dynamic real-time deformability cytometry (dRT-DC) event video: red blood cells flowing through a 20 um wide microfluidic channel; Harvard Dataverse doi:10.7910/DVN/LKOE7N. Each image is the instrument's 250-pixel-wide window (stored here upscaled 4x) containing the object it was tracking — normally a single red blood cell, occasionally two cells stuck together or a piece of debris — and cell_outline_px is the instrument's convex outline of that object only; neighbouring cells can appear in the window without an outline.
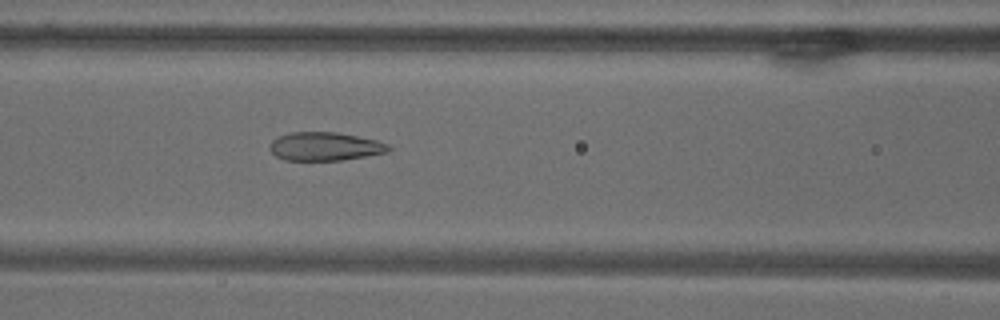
{"species": "common noctule bat (a hibernating species)", "species_latin": "Nyctalus noctula", "temperature_condition": "warm", "stored_images_in_passage": 9, "camera_frame_rate_fps": 3000, "um_per_image_px": 0.085, "animal": {"sex": "male", "body_mass_g": 18.8}, "frame": {"image": 1, "passage_image": 9, "time_ms": 10.333, "image_size_px": [1000, 320], "cell_outline_px": [[392, 148], [388, 152], [344, 160], [284, 160], [276, 156], [272, 152], [272, 140], [288, 132], [336, 132], [376, 140], [388, 144]], "centroid_in_image_um": [27.65, 12.45], "position_along_channel_um": 138.9, "area_um2": 19.54}}